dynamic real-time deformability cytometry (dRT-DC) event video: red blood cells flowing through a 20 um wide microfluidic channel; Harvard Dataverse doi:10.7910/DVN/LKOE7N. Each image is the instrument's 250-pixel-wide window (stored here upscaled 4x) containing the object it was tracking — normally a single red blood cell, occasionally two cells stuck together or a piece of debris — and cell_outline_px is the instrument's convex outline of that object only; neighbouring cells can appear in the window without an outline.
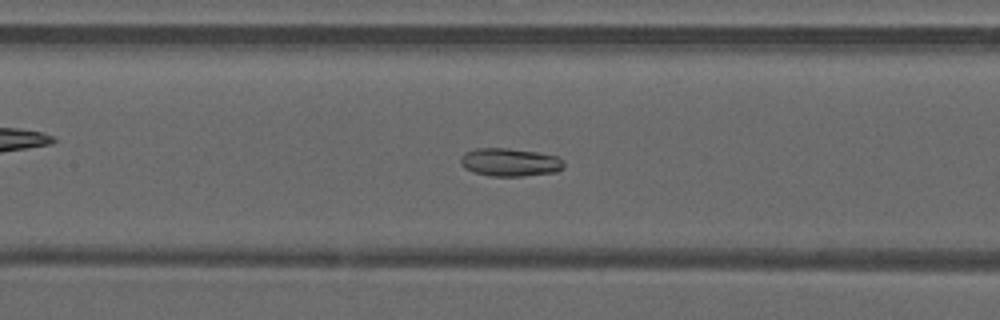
{"species": "common noctule bat (a hibernating species)", "species_latin": "Nyctalus noctula", "temperature_condition": "warm", "stored_images_in_passage": 41, "camera_frame_rate_fps": 3000, "um_per_image_px": 0.085, "animal": {"sex": "male", "forearm_length_mm": 52.5}, "frame": {"image": 1, "passage_image": 14, "time_ms": 4.333, "image_size_px": [1000, 320], "cell_outline_px": [[564, 168], [556, 172], [524, 176], [492, 176], [476, 172], [464, 168], [460, 164], [460, 156], [464, 152], [476, 148], [508, 148], [540, 152], [560, 156], [564, 160]], "centroid_in_image_um": [43.38, 13.78], "position_along_channel_um": 164.0, "area_um2": 17.22}}
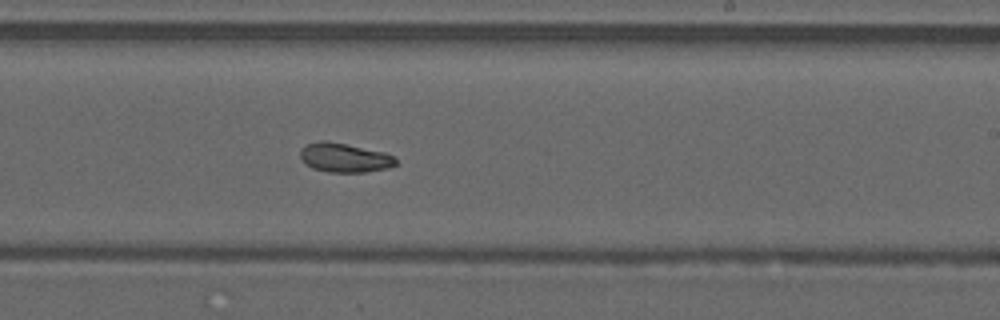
{"frame": {"image": 2, "passage_image": 21, "time_ms": 6.667, "image_size_px": [1000, 320], "cell_outline_px": [[396, 164], [388, 168], [364, 172], [328, 172], [312, 168], [300, 156], [300, 148], [308, 144], [320, 140], [324, 140], [384, 152], [392, 156], [396, 160]], "centroid_in_image_um": [29.27, 13.4], "position_along_channel_um": 259.7, "area_um2": 15.95}}
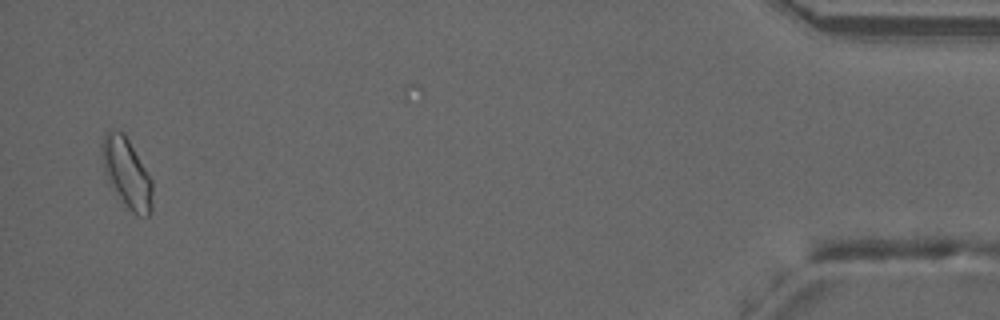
{"frame": {"image": 3, "passage_image": 39, "time_ms": 12.667, "image_size_px": [1000, 320], "cell_outline_px": [[152, 208], [148, 216], [136, 216], [128, 208], [108, 180], [104, 172], [100, 144], [108, 128], [112, 128], [124, 132], [152, 180]], "centroid_in_image_um": [10.76, 14.66], "position_along_channel_um": 424.4, "area_um2": 20.4}, "authors_computed_cell_mechanics": {"area_um2": 16.9354, "velocity_mm_per_s": 4.1162, "shape_relaxation_time_tau1_ms": null, "shape_relaxation_time_tau2_ms": 2.7489, "deformation_change_tau1": null, "deformation_change_tau2": 0.0813}}